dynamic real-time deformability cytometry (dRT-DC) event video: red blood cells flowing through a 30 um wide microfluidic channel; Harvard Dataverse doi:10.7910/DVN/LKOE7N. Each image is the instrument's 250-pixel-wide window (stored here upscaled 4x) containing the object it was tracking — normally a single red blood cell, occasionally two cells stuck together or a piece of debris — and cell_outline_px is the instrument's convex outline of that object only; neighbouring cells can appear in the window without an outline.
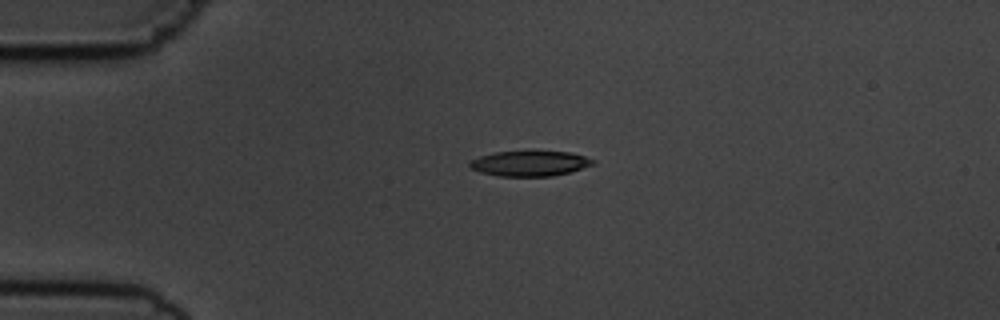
{"species": "common noctule bat (a hibernating species)", "species_latin": "Nyctalus noctula", "temperature_condition": "cold", "stored_images_in_passage": 4, "camera_frame_rate_fps": 3000, "um_per_image_px": 0.085, "animal": {"sex": "male", "body_mass_g": 19.5, "forearm_length_mm": 54.6}, "frame": {"image": 1, "passage_image": 2, "time_ms": 1.0, "image_size_px": [1000, 320], "cell_outline_px": [[596, 164], [568, 172], [552, 176], [496, 176], [480, 172], [472, 168], [468, 164], [468, 160], [480, 156], [496, 152], [532, 148], [568, 152], [584, 156], [596, 160]], "centroid_in_image_um": [45.03, 13.84], "position_along_channel_um": 40.0, "area_um2": 19.02}}
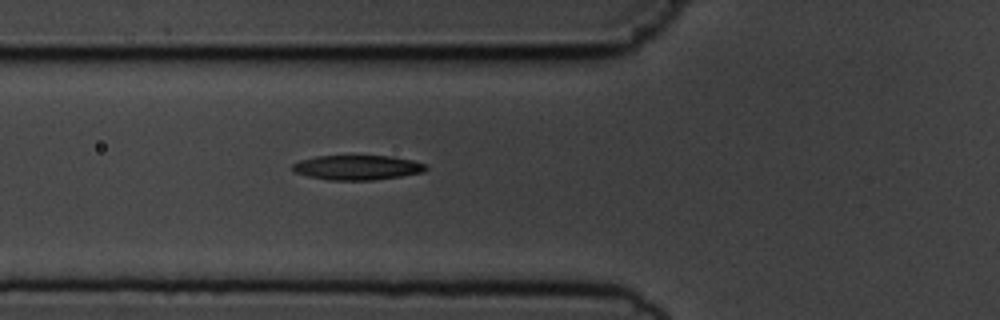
{"frame": {"image": 2, "passage_image": 4, "time_ms": 3.333, "image_size_px": [1000, 320], "cell_outline_px": [[428, 168], [424, 172], [376, 180], [328, 180], [308, 176], [296, 172], [292, 168], [292, 164], [300, 160], [316, 156], [392, 156], [412, 160], [424, 164]], "centroid_in_image_um": [30.37, 14.24], "position_along_channel_um": 95.4, "area_um2": 19.13}}